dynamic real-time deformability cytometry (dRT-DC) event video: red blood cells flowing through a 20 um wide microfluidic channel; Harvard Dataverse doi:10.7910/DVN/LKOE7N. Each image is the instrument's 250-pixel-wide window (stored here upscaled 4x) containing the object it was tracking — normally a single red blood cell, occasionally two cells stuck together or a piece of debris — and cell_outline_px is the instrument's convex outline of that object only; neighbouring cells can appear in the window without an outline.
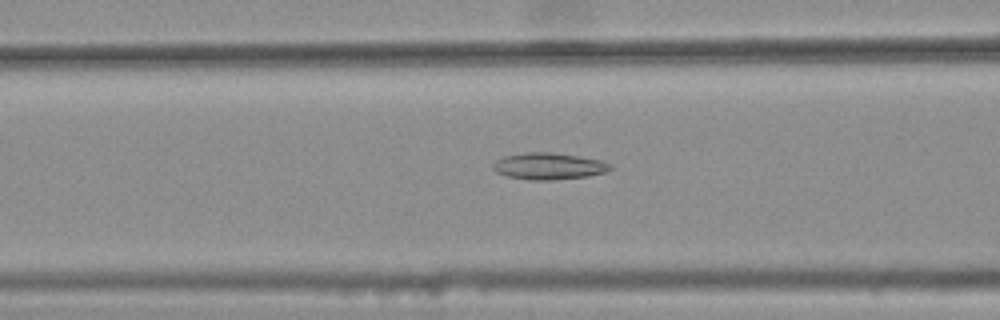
{"species": "common noctule bat (a hibernating species)", "species_latin": "Nyctalus noctula", "temperature_condition": "warm", "stored_images_in_passage": 38, "camera_frame_rate_fps": 3000, "um_per_image_px": 0.085, "animal": {"sex": "female", "body_mass_g": 25.1}, "frame": {"image": 1, "passage_image": 12, "time_ms": 3.667, "image_size_px": [1000, 320], "cell_outline_px": [[612, 168], [604, 172], [588, 176], [552, 180], [532, 180], [508, 176], [496, 172], [492, 168], [492, 164], [496, 160], [504, 156], [524, 152], [552, 152], [600, 160], [612, 164]], "centroid_in_image_um": [46.62, 14.12], "position_along_channel_um": 120.0, "area_um2": 18.15}}
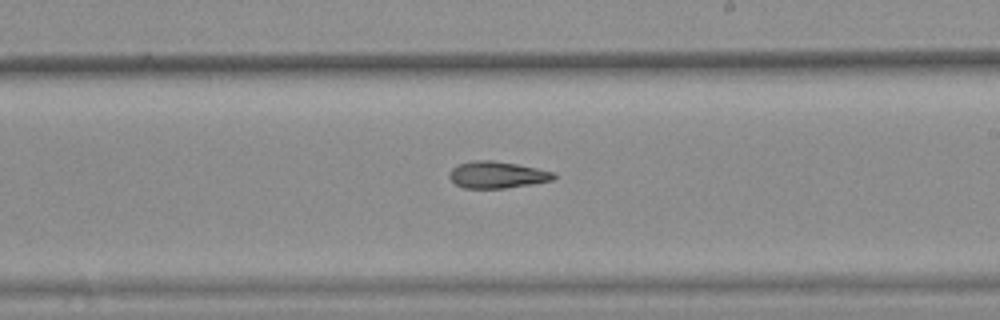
{"frame": {"image": 2, "passage_image": 22, "time_ms": 7.0, "image_size_px": [1000, 320], "cell_outline_px": [[556, 176], [552, 180], [532, 184], [504, 188], [464, 188], [456, 184], [448, 176], [448, 172], [452, 168], [460, 164], [472, 160], [492, 160], [516, 164], [556, 172]], "centroid_in_image_um": [42.24, 14.85], "position_along_channel_um": 246.8, "area_um2": 16.24}}
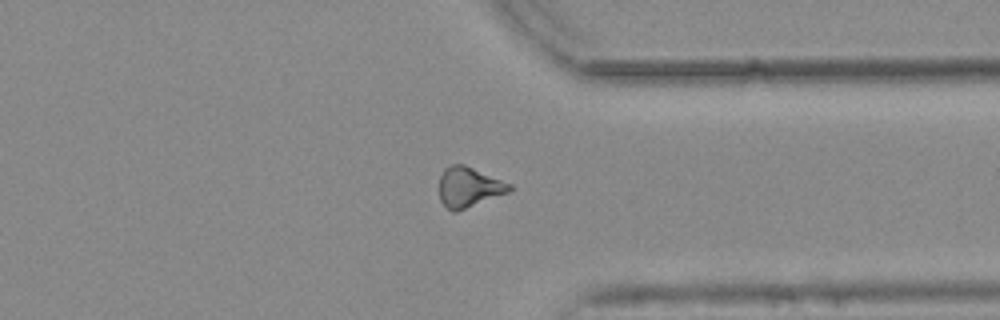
{"frame": {"image": 3, "passage_image": 32, "time_ms": 10.333, "image_size_px": [1000, 320], "cell_outline_px": [[512, 188], [508, 192], [456, 212], [452, 212], [440, 200], [440, 176], [444, 168], [448, 164], [464, 164], [512, 184]], "centroid_in_image_um": [39.84, 15.89], "position_along_channel_um": 371.6, "area_um2": 16.3}, "authors_computed_cell_mechanics": {"area_um2": 16.2996, "velocity_mm_per_s": 3.8071, "shape_relaxation_time_tau1_ms": null, "shape_relaxation_time_tau2_ms": 10.8258, "deformation_change_tau1": null, "deformation_change_tau2": 0.2126}}